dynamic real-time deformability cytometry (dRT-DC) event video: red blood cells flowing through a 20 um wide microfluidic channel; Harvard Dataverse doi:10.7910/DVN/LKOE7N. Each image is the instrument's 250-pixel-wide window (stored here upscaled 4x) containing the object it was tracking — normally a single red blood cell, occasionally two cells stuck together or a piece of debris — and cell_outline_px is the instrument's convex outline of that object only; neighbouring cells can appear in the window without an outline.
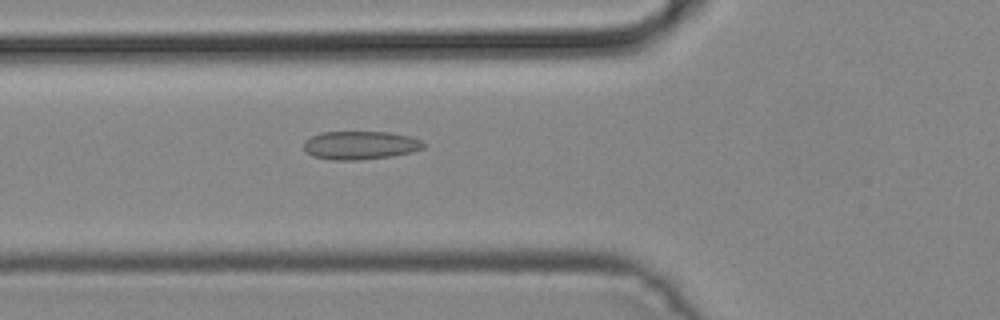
{"species": "common noctule bat (a hibernating species)", "species_latin": "Nyctalus noctula", "temperature_condition": "cold", "stored_images_in_passage": 49, "camera_frame_rate_fps": 3000, "um_per_image_px": 0.085, "animal": {"sex": "male", "body_mass_g": 19.2, "forearm_length_mm": 51.8}, "frame": {"image": 1, "passage_image": 18, "time_ms": 5.667, "image_size_px": [1000, 320], "cell_outline_px": [[424, 148], [412, 152], [392, 156], [360, 160], [332, 160], [312, 156], [304, 148], [304, 140], [320, 132], [388, 132], [408, 136], [420, 140], [424, 144]], "centroid_in_image_um": [30.6, 12.35], "position_along_channel_um": 95.2, "area_um2": 19.77}}
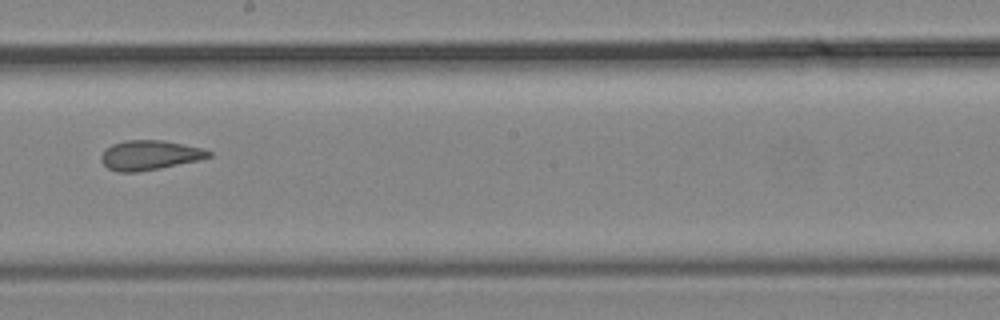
{"frame": {"image": 2, "passage_image": 28, "time_ms": 9.0, "image_size_px": [1000, 320], "cell_outline_px": [[212, 156], [200, 160], [160, 168], [136, 172], [120, 172], [108, 168], [100, 160], [100, 156], [104, 148], [112, 144], [124, 140], [164, 140], [204, 148], [212, 152]], "centroid_in_image_um": [12.72, 13.18], "position_along_channel_um": 235.5, "area_um2": 18.79}}
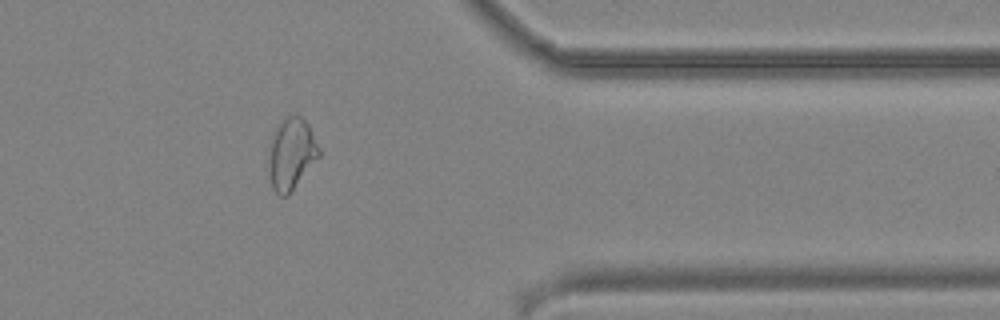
{"frame": {"image": 3, "passage_image": 40, "time_ms": 13.0, "image_size_px": [1000, 320], "cell_outline_px": [[320, 156], [288, 196], [280, 196], [272, 188], [268, 168], [268, 164], [272, 132], [276, 124], [288, 112], [296, 112], [308, 124], [320, 148]], "centroid_in_image_um": [24.75, 13.01], "position_along_channel_um": 386.6, "area_um2": 21.56}}